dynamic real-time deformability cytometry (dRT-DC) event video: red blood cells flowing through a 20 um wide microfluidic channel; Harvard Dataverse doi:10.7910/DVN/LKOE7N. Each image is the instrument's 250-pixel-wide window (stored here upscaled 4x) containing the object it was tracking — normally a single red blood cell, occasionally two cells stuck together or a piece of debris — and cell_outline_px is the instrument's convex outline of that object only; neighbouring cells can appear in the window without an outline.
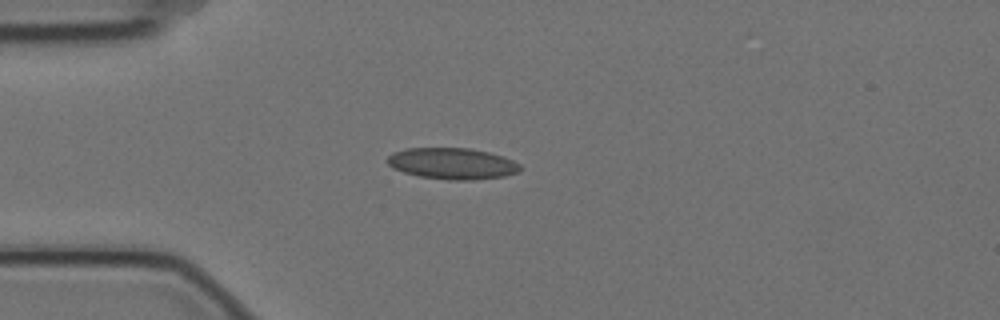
{"species": "Egyptian fruit bat (a non-hibernating species)", "species_latin": "Rousettus aegyptiacus", "temperature_condition": "cold", "stored_images_in_passage": 6, "camera_frame_rate_fps": 3000, "um_per_image_px": 0.085, "animal": {"sex": "female"}, "frame": {"image": 1, "passage_image": 4, "time_ms": 1.0, "image_size_px": [1000, 320], "cell_outline_px": [[524, 168], [520, 172], [504, 176], [472, 180], [448, 180], [420, 176], [404, 172], [392, 168], [388, 164], [388, 156], [392, 152], [404, 148], [472, 148], [488, 152], [512, 160], [520, 164]], "centroid_in_image_um": [38.45, 13.9], "position_along_channel_um": 46.5, "area_um2": 24.33}}
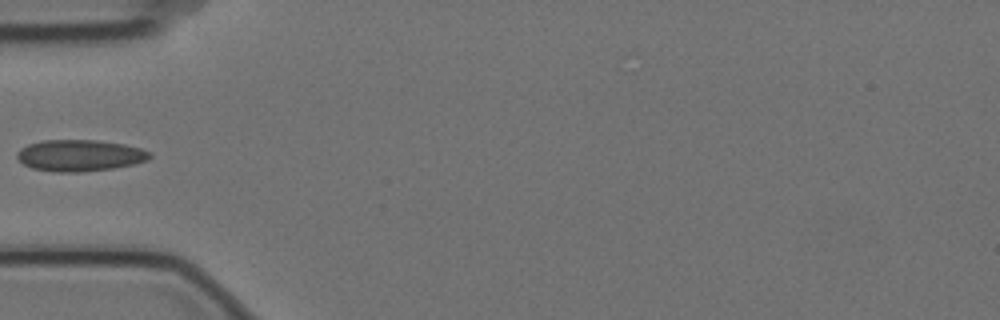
{"frame": {"image": 2, "passage_image": 5, "time_ms": 1.333, "image_size_px": [1000, 320], "cell_outline_px": [[152, 156], [148, 160], [132, 164], [112, 168], [80, 172], [56, 172], [32, 168], [24, 164], [16, 156], [16, 152], [20, 148], [28, 144], [44, 140], [96, 140], [124, 144], [140, 148], [152, 152]], "centroid_in_image_um": [6.78, 13.21], "position_along_channel_um": 78.2, "area_um2": 24.33}}
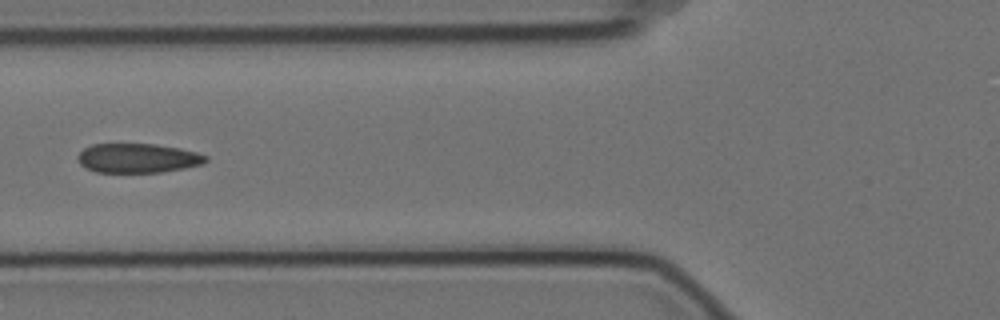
{"frame": {"image": 3, "passage_image": 6, "time_ms": 1.667, "image_size_px": [1000, 320], "cell_outline_px": [[208, 160], [204, 164], [164, 172], [96, 172], [80, 164], [76, 160], [76, 156], [84, 148], [92, 144], [156, 144], [180, 148], [196, 152], [208, 156]], "centroid_in_image_um": [11.72, 13.44], "position_along_channel_um": 114.1, "area_um2": 22.02}}